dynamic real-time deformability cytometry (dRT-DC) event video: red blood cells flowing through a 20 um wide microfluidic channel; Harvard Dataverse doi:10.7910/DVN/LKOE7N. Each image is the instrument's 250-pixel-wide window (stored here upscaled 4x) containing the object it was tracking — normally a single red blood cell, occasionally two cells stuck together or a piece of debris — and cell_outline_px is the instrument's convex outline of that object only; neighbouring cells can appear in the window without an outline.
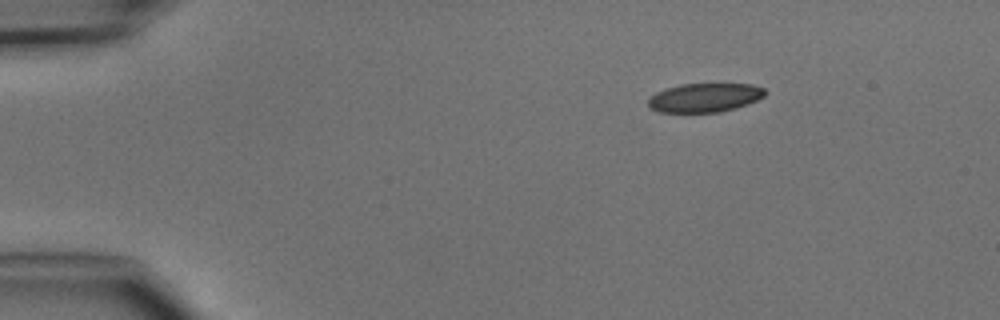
{"species": "common noctule bat (a hibernating species)", "species_latin": "Nyctalus noctula", "temperature_condition": "cold", "stored_images_in_passage": 41, "camera_frame_rate_fps": 3000, "um_per_image_px": 0.085, "animal": {"sex": "male", "body_mass_g": 15.6}, "frame": {"image": 1, "passage_image": 1, "time_ms": 0.0, "image_size_px": [1000, 320], "cell_outline_px": [[768, 92], [764, 96], [756, 100], [736, 108], [720, 112], [660, 112], [648, 108], [648, 96], [664, 88], [680, 84], [752, 84], [764, 88]], "centroid_in_image_um": [59.86, 8.29], "position_along_channel_um": 25.1, "area_um2": 19.88}}
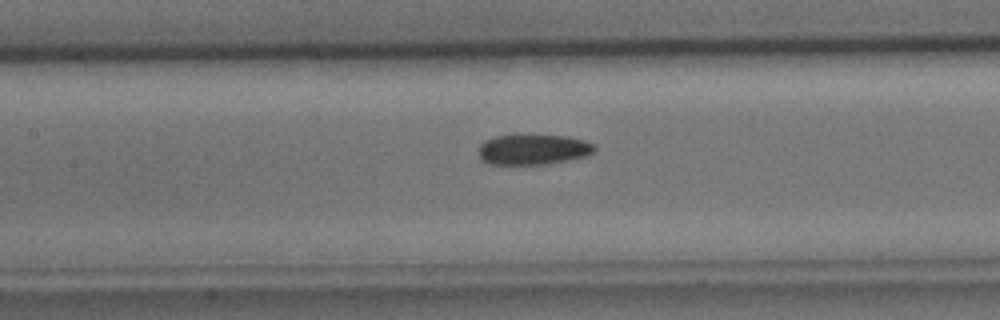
{"frame": {"image": 2, "passage_image": 16, "time_ms": 5.0, "image_size_px": [1000, 320], "cell_outline_px": [[596, 148], [588, 156], [548, 164], [488, 164], [480, 160], [480, 144], [496, 136], [568, 136], [584, 140], [592, 144]], "centroid_in_image_um": [45.34, 12.73], "position_along_channel_um": 162.1, "area_um2": 20.17}}
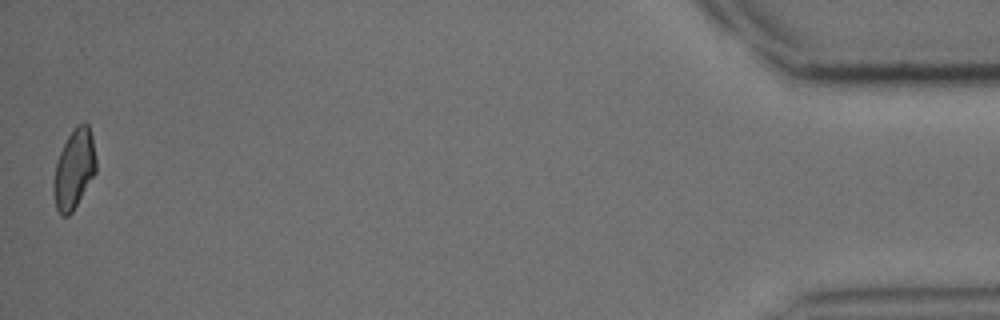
{"frame": {"image": 3, "passage_image": 41, "time_ms": 13.333, "image_size_px": [1000, 320], "cell_outline_px": [[96, 172], [72, 212], [68, 216], [60, 216], [56, 208], [52, 192], [52, 184], [56, 164], [60, 152], [68, 136], [76, 124], [84, 120], [88, 124], [92, 136], [96, 160]], "centroid_in_image_um": [6.28, 14.37], "position_along_channel_um": 428.9, "area_um2": 19.83}}